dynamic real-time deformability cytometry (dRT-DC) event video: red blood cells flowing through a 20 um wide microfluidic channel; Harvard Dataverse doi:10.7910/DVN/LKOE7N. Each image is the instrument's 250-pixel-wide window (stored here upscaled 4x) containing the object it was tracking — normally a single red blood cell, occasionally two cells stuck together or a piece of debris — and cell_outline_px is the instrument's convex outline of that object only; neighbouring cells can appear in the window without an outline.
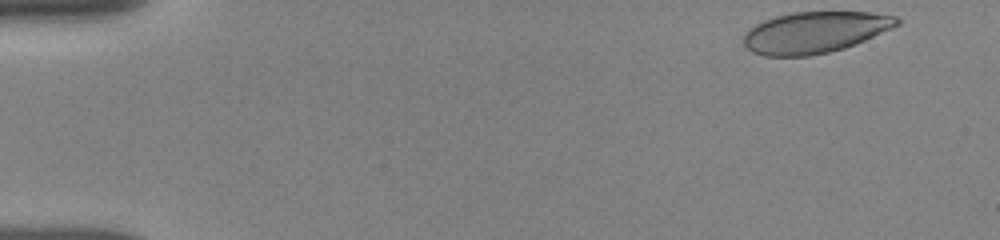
{"species": "human", "species_latin": "Homo sapiens", "temperature_condition": "room temperature", "stored_images_in_passage": 49, "camera_frame_rate_fps": 3000, "um_per_image_px": 0.085, "donor": {"sex": "female"}, "frame": {"image": 1, "passage_image": 1, "time_ms": 0.0, "image_size_px": [1000, 240], "cell_outline_px": [[900, 24], [892, 28], [864, 40], [844, 48], [828, 52], [808, 56], [764, 56], [752, 52], [744, 44], [744, 36], [756, 24], [764, 20], [776, 16], [792, 12], [868, 12], [896, 16], [900, 20]], "centroid_in_image_um": [69.27, 2.75], "position_along_channel_um": 15.7, "area_um2": 36.59}}
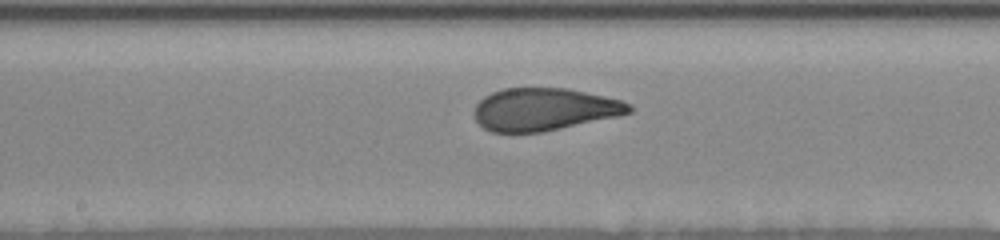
{"frame": {"image": 2, "passage_image": 25, "time_ms": 8.0, "image_size_px": [1000, 240], "cell_outline_px": [[632, 112], [620, 116], [540, 132], [492, 132], [484, 128], [476, 120], [476, 104], [484, 96], [492, 92], [504, 88], [568, 88], [604, 96], [620, 100], [632, 104]], "centroid_in_image_um": [46.28, 9.29], "position_along_channel_um": 201.9, "area_um2": 38.21}}
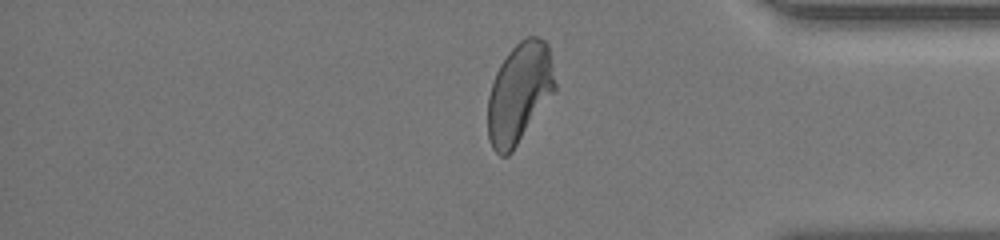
{"frame": {"image": 3, "passage_image": 41, "time_ms": 13.333, "image_size_px": [1000, 240], "cell_outline_px": [[556, 92], [512, 152], [508, 156], [500, 156], [492, 148], [488, 136], [488, 96], [496, 72], [500, 64], [508, 52], [520, 40], [528, 36], [536, 36], [544, 40], [548, 44], [556, 84]], "centroid_in_image_um": [44.16, 7.92], "position_along_channel_um": 391.0, "area_um2": 39.59}, "authors_computed_cell_mechanics": {"area_um2": 39.015, "velocity_mm_per_s": 3.8375, "shape_relaxation_time_tau1_ms": 5.3811, "shape_relaxation_time_tau2_ms": null, "deformation_change_tau1": 0.1691, "deformation_change_tau2": null}}